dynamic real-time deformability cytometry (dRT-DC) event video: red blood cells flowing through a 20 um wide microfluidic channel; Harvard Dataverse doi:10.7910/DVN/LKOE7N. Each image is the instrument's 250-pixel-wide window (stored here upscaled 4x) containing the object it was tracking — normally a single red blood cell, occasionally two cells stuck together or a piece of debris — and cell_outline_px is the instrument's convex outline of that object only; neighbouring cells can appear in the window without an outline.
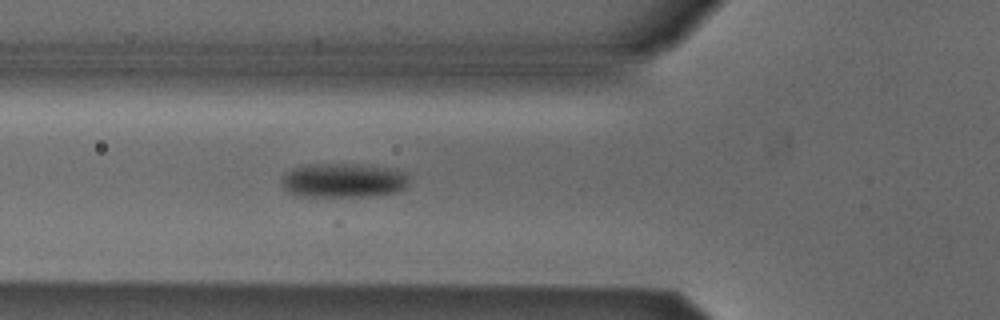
{"species": "Egyptian fruit bat (a non-hibernating species)", "species_latin": "Rousettus aegyptiacus", "temperature_condition": "cold", "stored_images_in_passage": 6, "camera_frame_rate_fps": 3000, "um_per_image_px": 0.085, "animal": {"sex": "male"}, "frame": {"image": 1, "passage_image": 6, "time_ms": 1.667, "image_size_px": [1000, 320], "cell_outline_px": [[408, 184], [404, 188], [396, 192], [364, 196], [296, 196], [288, 192], [284, 188], [280, 180], [284, 172], [292, 168], [308, 164], [360, 164], [388, 168], [408, 172]], "centroid_in_image_um": [29.15, 15.32], "position_along_channel_um": 96.7, "area_um2": 25.66}}